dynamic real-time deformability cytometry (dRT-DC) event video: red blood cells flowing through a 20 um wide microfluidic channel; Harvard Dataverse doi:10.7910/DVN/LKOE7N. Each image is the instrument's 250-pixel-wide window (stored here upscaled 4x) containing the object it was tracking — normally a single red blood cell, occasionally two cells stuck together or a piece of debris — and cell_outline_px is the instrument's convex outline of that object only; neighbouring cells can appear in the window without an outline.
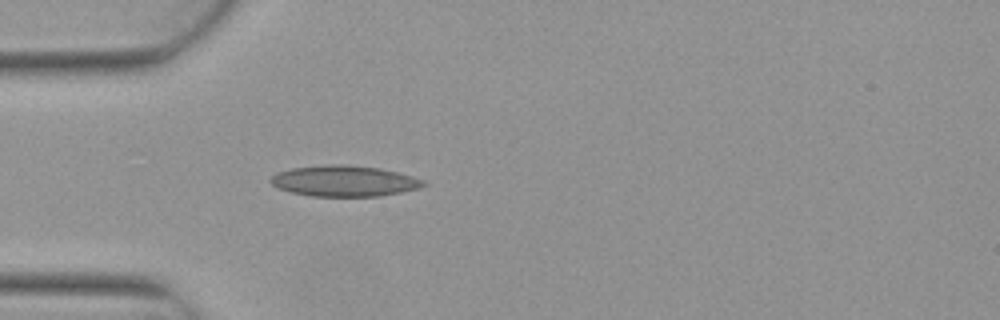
{"species": "Egyptian fruit bat (a non-hibernating species)", "species_latin": "Rousettus aegyptiacus", "temperature_condition": "warm", "stored_images_in_passage": 4, "camera_frame_rate_fps": 3000, "um_per_image_px": 0.085, "animal": {"sex": "female"}, "frame": {"image": 1, "passage_image": 4, "time_ms": 1.0, "image_size_px": [1000, 320], "cell_outline_px": [[428, 184], [420, 188], [380, 196], [312, 196], [292, 192], [276, 188], [268, 180], [276, 172], [292, 168], [324, 164], [348, 164], [380, 168], [412, 176], [424, 180]], "centroid_in_image_um": [29.24, 15.37], "position_along_channel_um": 55.8, "area_um2": 27.69}}